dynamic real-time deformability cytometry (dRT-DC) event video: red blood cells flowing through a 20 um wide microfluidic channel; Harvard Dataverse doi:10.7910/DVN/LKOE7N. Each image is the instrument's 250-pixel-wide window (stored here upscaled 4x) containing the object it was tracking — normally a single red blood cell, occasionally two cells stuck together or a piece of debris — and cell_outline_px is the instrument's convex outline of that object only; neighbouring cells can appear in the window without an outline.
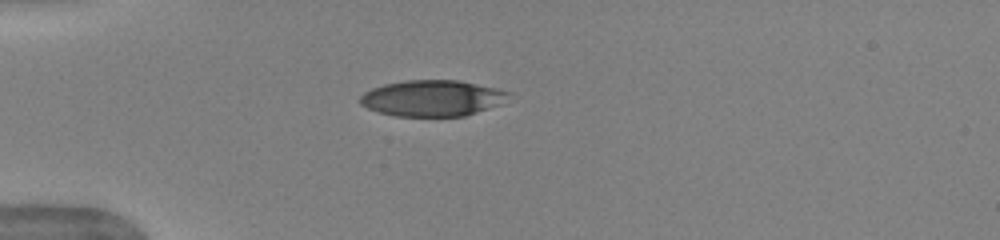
{"species": "human", "species_latin": "Homo sapiens", "temperature_condition": "warm", "stored_images_in_passage": 38, "camera_frame_rate_fps": 3000, "um_per_image_px": 0.085, "donor": {"sex": "female"}, "frame": {"image": 1, "passage_image": 1, "time_ms": 0.0, "image_size_px": [1000, 240], "cell_outline_px": [[512, 92], [500, 104], [464, 116], [396, 116], [380, 112], [368, 108], [360, 104], [360, 96], [364, 92], [372, 88], [384, 84], [404, 80], [460, 80]], "centroid_in_image_um": [36.72, 8.33], "position_along_channel_um": 48.3, "area_um2": 31.04}}
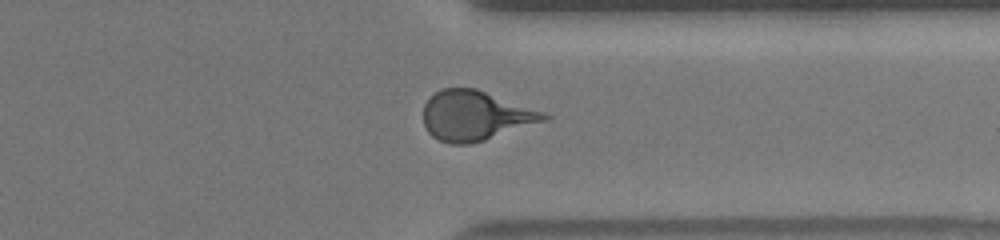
{"frame": {"image": 2, "passage_image": 27, "time_ms": 8.667, "image_size_px": [1000, 240], "cell_outline_px": [[552, 116], [548, 120], [484, 140], [468, 144], [452, 144], [440, 140], [432, 136], [428, 132], [424, 124], [424, 104], [440, 88], [476, 88], [544, 112]], "centroid_in_image_um": [40.41, 9.83], "position_along_channel_um": 371.0, "area_um2": 34.74}}
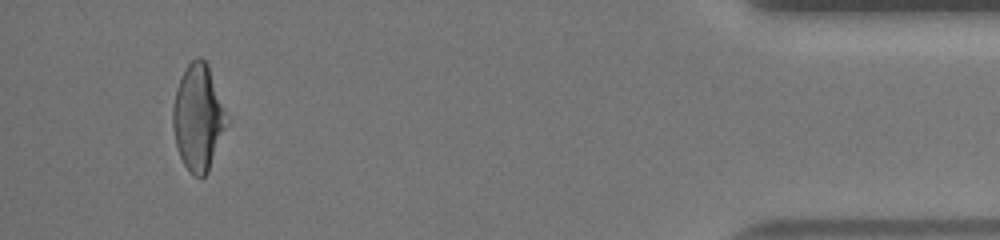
{"frame": {"image": 3, "passage_image": 35, "time_ms": 11.333, "image_size_px": [1000, 240], "cell_outline_px": [[228, 124], [208, 172], [200, 180], [188, 172], [180, 156], [176, 144], [172, 128], [172, 108], [176, 88], [188, 64], [196, 56], [200, 56], [208, 64], [228, 116]], "centroid_in_image_um": [16.85, 10.02], "position_along_channel_um": 418.4, "area_um2": 33.58}, "authors_computed_cell_mechanics": {"area_um2": 34.1309, "velocity_mm_per_s": 3.983, "shape_relaxation_time_tau1_ms": 4.8932, "shape_relaxation_time_tau2_ms": 0.8112, "deformation_change_tau1": 0.1869, "deformation_change_tau2": 0.0832}}